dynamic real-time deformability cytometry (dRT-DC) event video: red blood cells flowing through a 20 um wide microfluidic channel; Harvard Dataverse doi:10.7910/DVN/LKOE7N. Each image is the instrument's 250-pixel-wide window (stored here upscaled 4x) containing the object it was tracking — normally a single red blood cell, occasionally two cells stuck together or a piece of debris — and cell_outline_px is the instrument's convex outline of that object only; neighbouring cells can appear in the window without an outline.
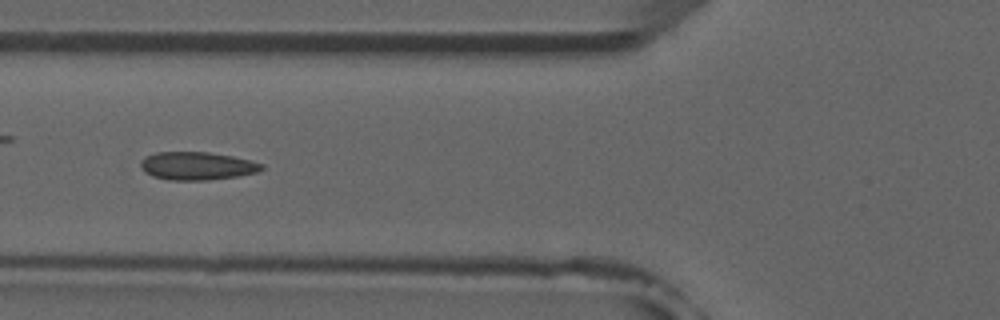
{"species": "common noctule bat (a hibernating species)", "species_latin": "Nyctalus noctula", "temperature_condition": "room temperature", "stored_images_in_passage": 5, "camera_frame_rate_fps": 3000, "um_per_image_px": 0.085, "animal": {"sex": "male", "forearm_length_mm": 52.5}, "frame": {"image": 1, "passage_image": 5, "time_ms": 4.667, "image_size_px": [1000, 320], "cell_outline_px": [[264, 168], [256, 172], [236, 176], [208, 180], [168, 180], [152, 176], [144, 172], [140, 164], [140, 160], [156, 152], [208, 152], [232, 156], [252, 160], [264, 164]], "centroid_in_image_um": [16.75, 14.1], "position_along_channel_um": 109.1, "area_um2": 19.77}}